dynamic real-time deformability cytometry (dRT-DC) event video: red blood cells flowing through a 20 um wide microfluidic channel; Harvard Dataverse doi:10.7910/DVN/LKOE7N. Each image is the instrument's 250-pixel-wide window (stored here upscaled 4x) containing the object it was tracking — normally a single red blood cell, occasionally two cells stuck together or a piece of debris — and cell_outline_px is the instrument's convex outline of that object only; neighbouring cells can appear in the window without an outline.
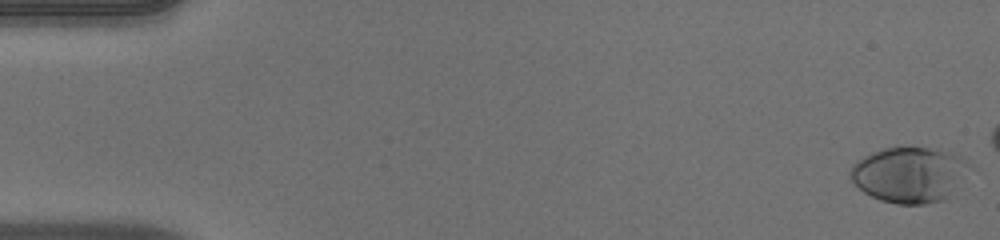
{"species": "human", "species_latin": "Homo sapiens", "temperature_condition": "warm", "stored_images_in_passage": 45, "camera_frame_rate_fps": 3000, "um_per_image_px": 0.085, "donor": {"sex": "male"}, "frame": {"image": 1, "passage_image": 1, "time_ms": 0.0, "image_size_px": [1000, 240], "cell_outline_px": [[968, 164], [948, 196], [944, 200], [924, 204], [896, 204], [880, 200], [864, 192], [852, 180], [848, 172], [852, 164], [856, 160], [872, 152], [884, 148], [928, 148], [944, 152], [956, 156], [964, 160]], "centroid_in_image_um": [77.16, 14.86], "position_along_channel_um": 7.8, "area_um2": 37.28}}
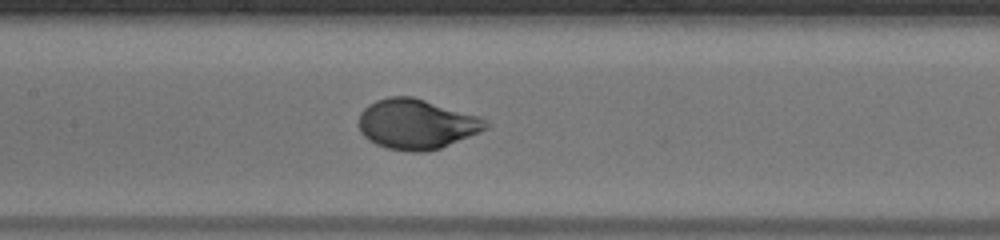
{"frame": {"image": 2, "passage_image": 25, "time_ms": 8.0, "image_size_px": [1000, 240], "cell_outline_px": [[492, 124], [488, 128], [480, 132], [440, 148], [424, 152], [412, 152], [388, 148], [376, 144], [368, 140], [360, 132], [360, 112], [368, 104], [376, 100], [388, 96], [412, 96], [480, 116]], "centroid_in_image_um": [35.42, 10.54], "position_along_channel_um": 172.0, "area_um2": 37.11}}
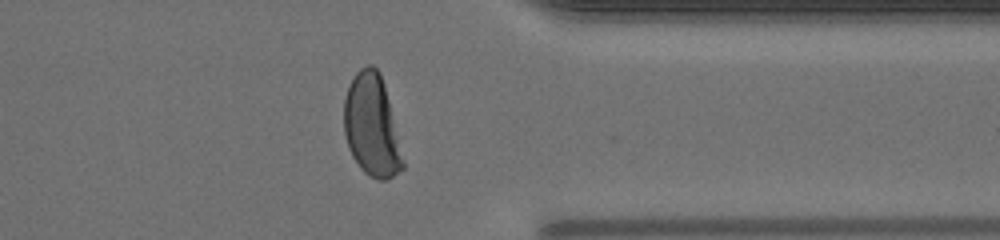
{"frame": {"image": 3, "passage_image": 41, "time_ms": 13.333, "image_size_px": [1000, 240], "cell_outline_px": [[404, 168], [392, 176], [384, 180], [380, 180], [364, 172], [360, 168], [352, 156], [348, 148], [344, 132], [344, 100], [348, 84], [356, 72], [360, 68], [368, 64], [372, 64], [380, 72], [384, 84], [404, 160]], "centroid_in_image_um": [31.58, 10.66], "position_along_channel_um": 379.8, "area_um2": 34.8}}